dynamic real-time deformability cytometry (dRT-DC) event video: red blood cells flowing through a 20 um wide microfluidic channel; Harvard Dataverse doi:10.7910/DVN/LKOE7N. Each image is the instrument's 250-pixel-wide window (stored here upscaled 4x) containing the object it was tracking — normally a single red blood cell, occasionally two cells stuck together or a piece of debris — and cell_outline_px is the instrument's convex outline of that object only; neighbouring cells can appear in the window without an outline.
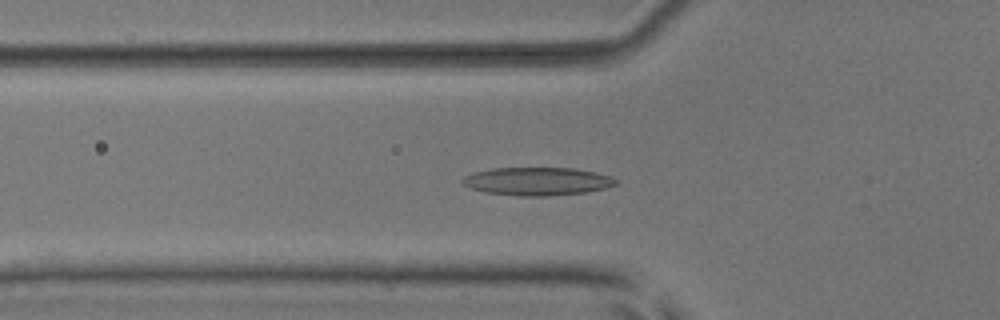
{"species": "common noctule bat (a hibernating species)", "species_latin": "Nyctalus noctula", "temperature_condition": "room temperature", "stored_images_in_passage": 49, "camera_frame_rate_fps": 3000, "um_per_image_px": 0.085, "animal": {"sex": "male", "body_mass_g": 17.9, "forearm_length_mm": 54.2}, "frame": {"image": 1, "passage_image": 19, "time_ms": 6.0, "image_size_px": [1000, 320], "cell_outline_px": [[616, 184], [604, 188], [588, 192], [544, 196], [520, 196], [484, 192], [460, 184], [460, 180], [464, 176], [472, 172], [492, 168], [576, 168], [596, 172], [608, 176], [616, 180]], "centroid_in_image_um": [45.6, 15.41], "position_along_channel_um": 80.2, "area_um2": 25.14}}
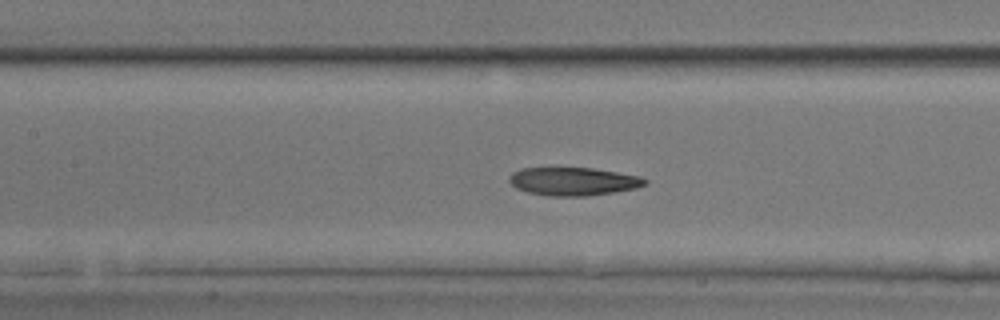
{"frame": {"image": 2, "passage_image": 25, "time_ms": 8.0, "image_size_px": [1000, 320], "cell_outline_px": [[648, 184], [636, 188], [588, 196], [548, 196], [528, 192], [516, 188], [508, 180], [508, 176], [512, 172], [520, 168], [592, 168], [640, 176], [648, 180]], "centroid_in_image_um": [48.71, 15.42], "position_along_channel_um": 158.7, "area_um2": 22.31}}
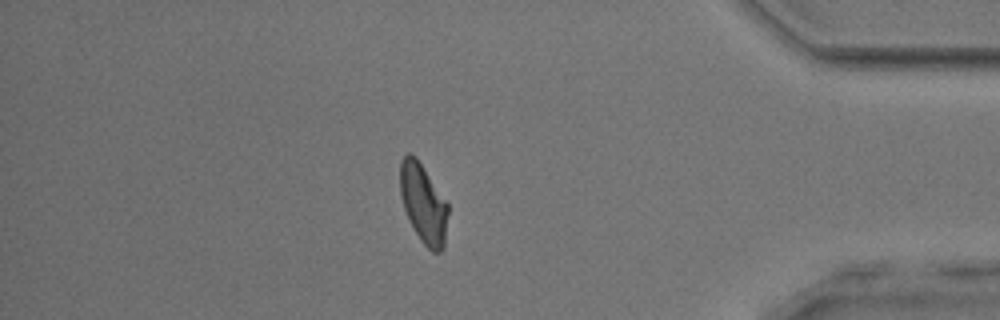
{"frame": {"image": 3, "passage_image": 46, "time_ms": 15.0, "image_size_px": [1000, 320], "cell_outline_px": [[448, 212], [444, 248], [440, 252], [432, 252], [420, 240], [408, 220], [404, 208], [400, 192], [400, 160], [408, 152], [412, 152], [416, 156], [448, 204]], "centroid_in_image_um": [35.97, 17.29], "position_along_channel_um": 399.2, "area_um2": 22.2}, "authors_computed_cell_mechanics": {"area_um2": 23.3512, "velocity_mm_per_s": 3.9139, "shape_relaxation_time_tau1_ms": 6.2572, "shape_relaxation_time_tau2_ms": 3.1687, "deformation_change_tau1": 0.1797, "deformation_change_tau2": 0.1136}}